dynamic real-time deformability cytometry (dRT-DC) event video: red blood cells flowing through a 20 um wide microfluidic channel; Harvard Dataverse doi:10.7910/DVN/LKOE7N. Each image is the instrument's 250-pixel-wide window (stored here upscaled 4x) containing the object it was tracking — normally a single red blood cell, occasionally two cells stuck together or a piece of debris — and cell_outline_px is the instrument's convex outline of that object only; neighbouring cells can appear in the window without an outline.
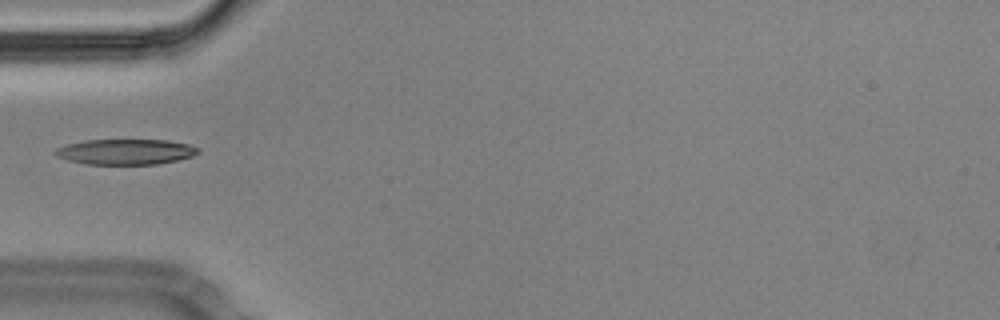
{"species": "Egyptian fruit bat (a non-hibernating species)", "species_latin": "Rousettus aegyptiacus", "temperature_condition": "cold", "stored_images_in_passage": 39, "camera_frame_rate_fps": 3000, "um_per_image_px": 0.085, "animal": {"sex": "male"}, "frame": {"image": 1, "passage_image": 1, "time_ms": 0.0, "image_size_px": [1000, 320], "cell_outline_px": [[200, 152], [192, 156], [176, 160], [156, 164], [88, 164], [68, 160], [56, 156], [52, 152], [56, 148], [68, 144], [84, 140], [168, 140], [188, 144], [200, 148]], "centroid_in_image_um": [10.67, 12.9], "position_along_channel_um": 74.3, "area_um2": 21.15}}
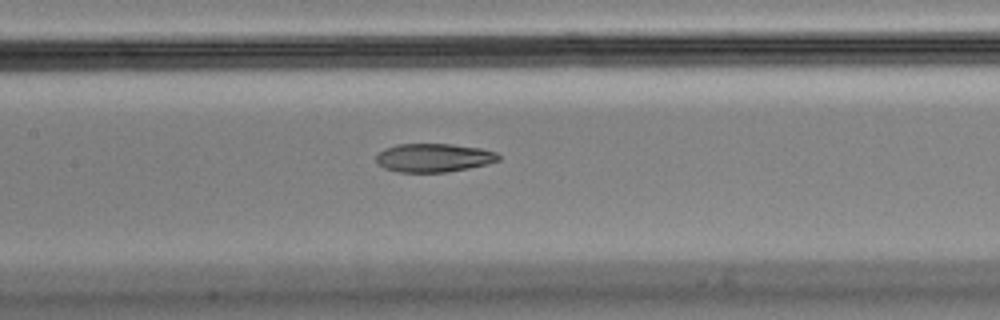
{"frame": {"image": 2, "passage_image": 9, "time_ms": 2.667, "image_size_px": [1000, 320], "cell_outline_px": [[500, 160], [488, 164], [448, 172], [400, 172], [384, 168], [376, 164], [376, 156], [384, 148], [396, 144], [452, 144], [480, 148], [496, 152], [500, 156]], "centroid_in_image_um": [36.86, 13.41], "position_along_channel_um": 170.5, "area_um2": 20.46}}
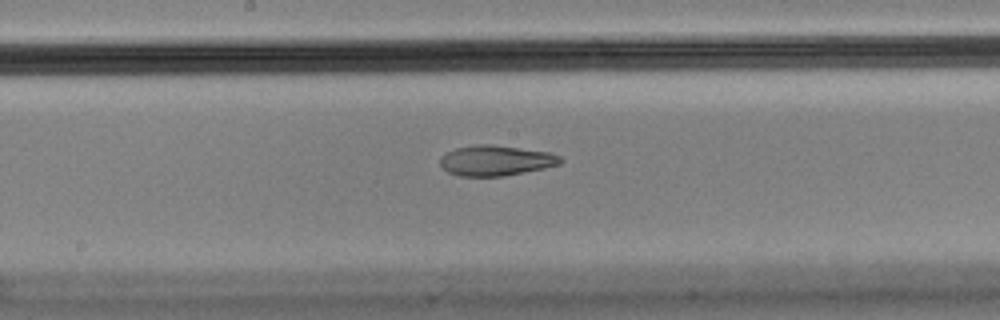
{"frame": {"image": 3, "passage_image": 12, "time_ms": 3.667, "image_size_px": [1000, 320], "cell_outline_px": [[564, 160], [560, 164], [544, 168], [504, 176], [460, 176], [448, 172], [440, 164], [440, 156], [456, 148], [476, 144], [488, 144], [548, 152], [560, 156]], "centroid_in_image_um": [42.14, 13.65], "position_along_channel_um": 206.1, "area_um2": 21.1}}